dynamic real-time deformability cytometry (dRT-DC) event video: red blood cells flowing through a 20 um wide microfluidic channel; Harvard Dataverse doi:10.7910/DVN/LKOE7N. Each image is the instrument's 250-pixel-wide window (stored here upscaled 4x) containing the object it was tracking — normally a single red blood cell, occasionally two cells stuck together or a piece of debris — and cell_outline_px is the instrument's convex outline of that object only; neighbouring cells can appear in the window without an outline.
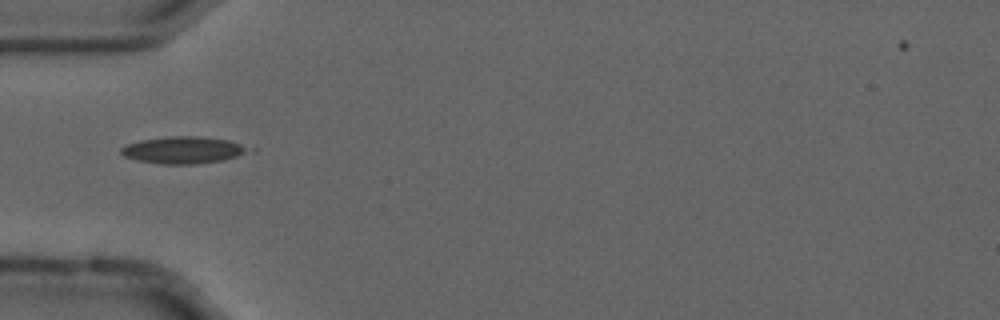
{"species": "common noctule bat (a hibernating species)", "species_latin": "Nyctalus noctula", "temperature_condition": "cold", "stored_images_in_passage": 36, "camera_frame_rate_fps": 3000, "um_per_image_px": 0.085, "animal": {"sex": "male", "forearm_length_mm": 52.5}, "frame": {"image": 1, "passage_image": 1, "time_ms": 0.0, "image_size_px": [1000, 320], "cell_outline_px": [[256, 152], [224, 160], [196, 164], [160, 164], [136, 160], [124, 156], [120, 152], [120, 148], [128, 144], [140, 140], [172, 136], [200, 136], [228, 140], [256, 148]], "centroid_in_image_um": [15.7, 12.76], "position_along_channel_um": 69.3, "area_um2": 20.52}}
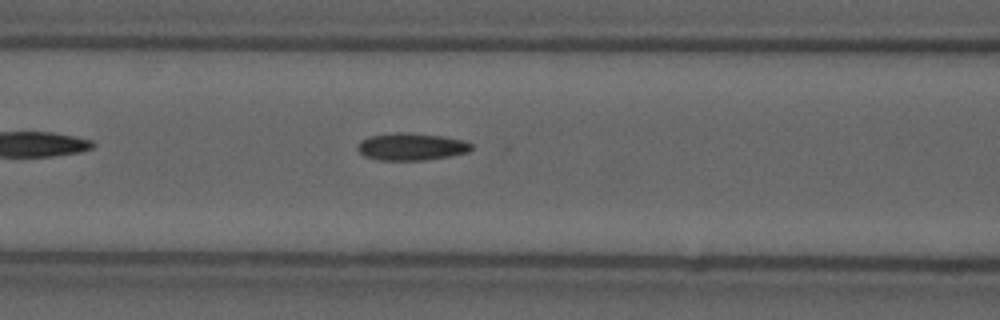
{"frame": {"image": 2, "passage_image": 6, "time_ms": 1.667, "image_size_px": [1000, 320], "cell_outline_px": [[472, 148], [468, 152], [448, 156], [424, 160], [376, 160], [364, 156], [356, 148], [360, 140], [368, 136], [396, 132], [408, 132], [440, 136], [460, 140], [472, 144]], "centroid_in_image_um": [34.89, 12.46], "position_along_channel_um": 131.7, "area_um2": 18.03}}
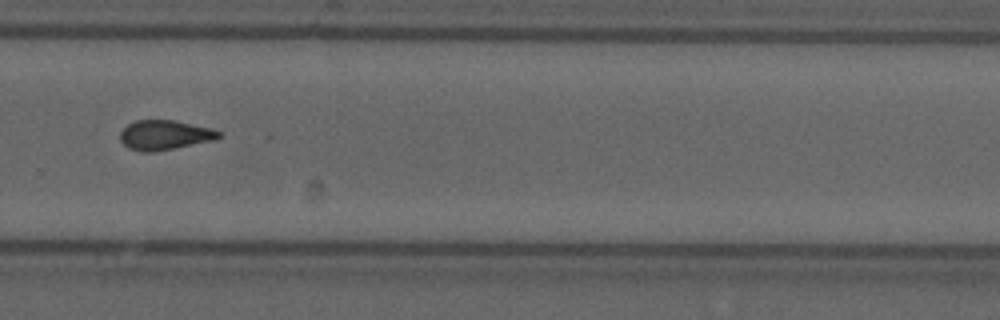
{"frame": {"image": 3, "passage_image": 21, "time_ms": 6.667, "image_size_px": [1000, 320], "cell_outline_px": [[220, 136], [216, 140], [152, 152], [144, 152], [128, 148], [120, 140], [120, 132], [128, 124], [136, 120], [172, 120], [212, 128], [220, 132]], "centroid_in_image_um": [13.99, 11.48], "position_along_channel_um": 315.8, "area_um2": 16.94}, "authors_computed_cell_mechanics": {"area_um2": 17.3111, "velocity_mm_per_s": 3.6962, "shape_relaxation_time_tau1_ms": null, "shape_relaxation_time_tau2_ms": 2.8602, "deformation_change_tau1": null, "deformation_change_tau2": 0.0949}}